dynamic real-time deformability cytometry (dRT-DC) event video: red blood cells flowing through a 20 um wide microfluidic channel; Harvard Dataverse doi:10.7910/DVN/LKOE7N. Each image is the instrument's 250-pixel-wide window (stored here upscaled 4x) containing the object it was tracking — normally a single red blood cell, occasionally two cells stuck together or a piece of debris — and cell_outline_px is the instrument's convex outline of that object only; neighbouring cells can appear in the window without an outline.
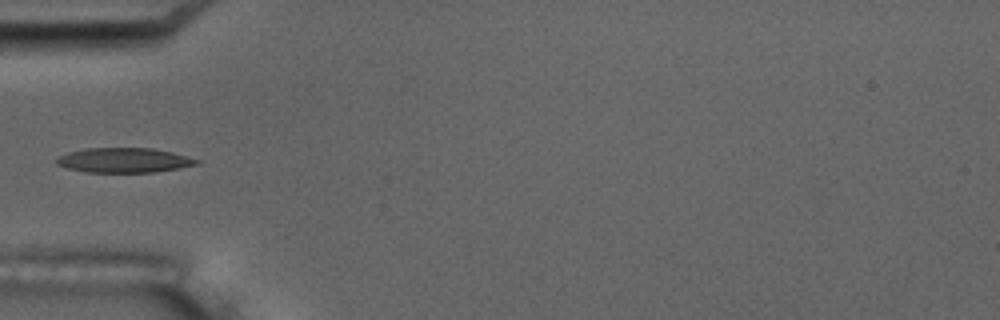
{"species": "common noctule bat (a hibernating species)", "species_latin": "Nyctalus noctula", "temperature_condition": "room temperature", "stored_images_in_passage": 5, "camera_frame_rate_fps": 3000, "um_per_image_px": 0.085, "animal": {"sex": "male", "body_mass_g": 17.5, "forearm_length_mm": 52.3}, "frame": {"image": 1, "passage_image": 5, "time_ms": 5.333, "image_size_px": [1000, 320], "cell_outline_px": [[200, 164], [180, 168], [156, 172], [88, 172], [68, 168], [56, 164], [52, 160], [68, 152], [84, 148], [152, 148], [172, 152], [200, 160]], "centroid_in_image_um": [10.54, 13.62], "position_along_channel_um": 74.5, "area_um2": 20.29}}